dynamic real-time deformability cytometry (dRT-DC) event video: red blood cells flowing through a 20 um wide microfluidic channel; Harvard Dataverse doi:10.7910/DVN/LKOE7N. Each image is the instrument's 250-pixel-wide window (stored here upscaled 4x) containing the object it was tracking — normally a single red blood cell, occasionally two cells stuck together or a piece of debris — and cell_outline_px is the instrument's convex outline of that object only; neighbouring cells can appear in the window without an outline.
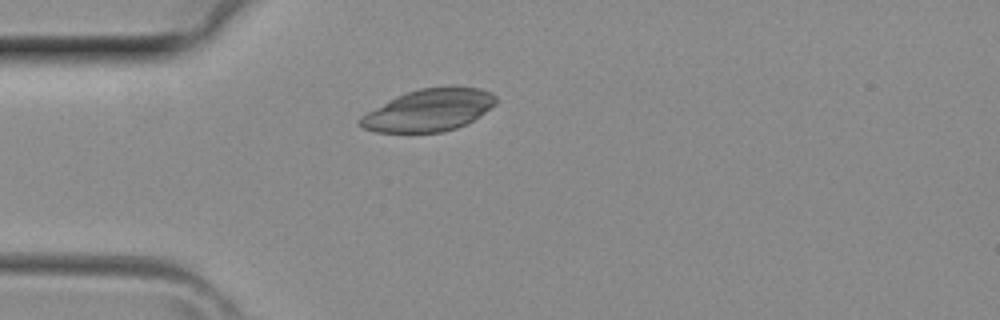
{"species": "common noctule bat (a hibernating species)", "species_latin": "Nyctalus noctula", "temperature_condition": "room temperature", "stored_images_in_passage": 2, "camera_frame_rate_fps": 3000, "um_per_image_px": 0.085, "animal": {"sex": "female", "body_mass_g": 29.2, "forearm_length_mm": 56.3}, "frame": {"image": 1, "passage_image": 2, "time_ms": 0.333, "image_size_px": [1000, 320], "cell_outline_px": [[496, 104], [480, 116], [456, 128], [444, 132], [376, 132], [364, 128], [356, 120], [360, 116], [388, 100], [396, 96], [420, 88], [452, 84], [480, 88], [492, 92], [496, 96]], "centroid_in_image_um": [36.49, 9.33], "position_along_channel_um": 48.5, "area_um2": 33.76}}